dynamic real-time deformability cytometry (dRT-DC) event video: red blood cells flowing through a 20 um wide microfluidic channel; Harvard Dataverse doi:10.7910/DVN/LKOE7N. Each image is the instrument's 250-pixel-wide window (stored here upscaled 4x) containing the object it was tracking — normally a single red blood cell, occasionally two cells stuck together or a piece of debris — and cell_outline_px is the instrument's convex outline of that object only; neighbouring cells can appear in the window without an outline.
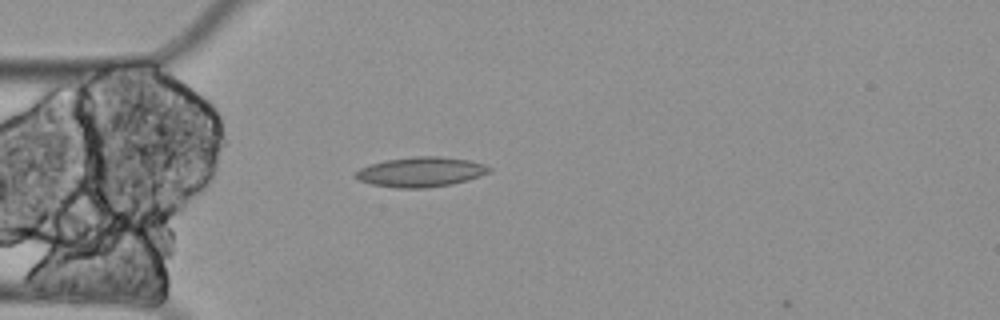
{"species": "Egyptian fruit bat (a non-hibernating species)", "species_latin": "Rousettus aegyptiacus", "temperature_condition": "cold", "stored_images_in_passage": 3, "camera_frame_rate_fps": 3000, "um_per_image_px": 0.085, "animal": {"sex": "female"}, "frame": {"image": 1, "passage_image": 3, "time_ms": 0.667, "image_size_px": [1000, 320], "cell_outline_px": [[492, 168], [488, 172], [480, 176], [452, 184], [424, 188], [396, 188], [372, 184], [360, 180], [352, 176], [352, 172], [360, 168], [384, 160], [416, 156], [440, 156], [468, 160], [484, 164]], "centroid_in_image_um": [35.73, 14.61], "position_along_channel_um": 49.3, "area_um2": 23.24}}